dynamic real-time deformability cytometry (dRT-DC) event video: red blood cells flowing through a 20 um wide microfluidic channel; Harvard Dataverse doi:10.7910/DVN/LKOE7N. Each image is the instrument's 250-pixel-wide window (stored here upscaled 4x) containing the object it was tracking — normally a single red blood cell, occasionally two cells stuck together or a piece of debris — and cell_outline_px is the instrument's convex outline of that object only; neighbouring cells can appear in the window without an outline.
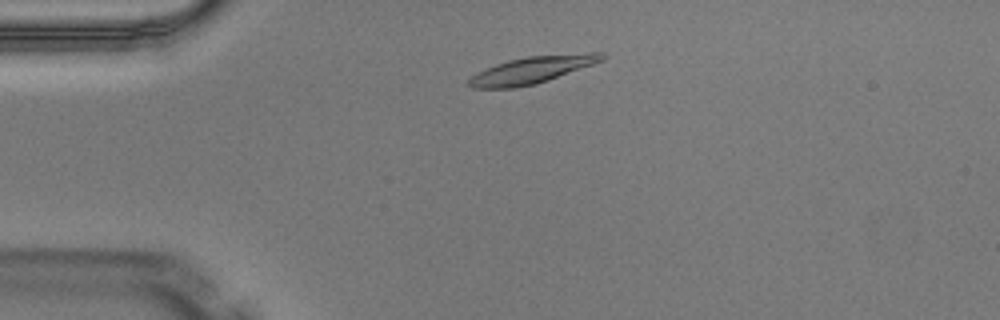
{"species": "Egyptian fruit bat (a non-hibernating species)", "species_latin": "Rousettus aegyptiacus", "temperature_condition": "warm", "stored_images_in_passage": 3, "camera_frame_rate_fps": 3000, "um_per_image_px": 0.085, "animal": {"sex": "male"}, "frame": {"image": 1, "passage_image": 2, "time_ms": 0.333, "image_size_px": [1000, 320], "cell_outline_px": [[608, 56], [604, 60], [548, 80], [536, 84], [516, 88], [472, 88], [468, 84], [468, 80], [476, 72], [484, 68], [508, 60], [528, 56], [588, 52], [604, 52]], "centroid_in_image_um": [45.24, 5.93], "position_along_channel_um": 39.8, "area_um2": 21.1}}